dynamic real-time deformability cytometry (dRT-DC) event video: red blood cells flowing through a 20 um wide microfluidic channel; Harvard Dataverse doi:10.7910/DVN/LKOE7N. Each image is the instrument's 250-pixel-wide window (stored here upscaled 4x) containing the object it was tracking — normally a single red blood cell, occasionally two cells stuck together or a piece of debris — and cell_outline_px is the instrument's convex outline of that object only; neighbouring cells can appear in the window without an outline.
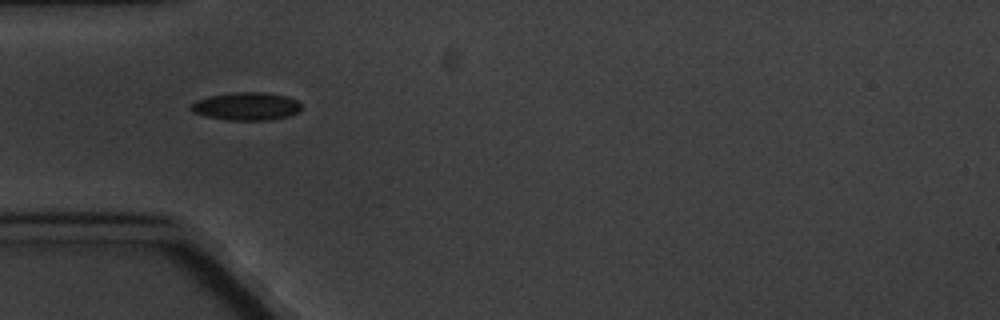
{"species": "common noctule bat (a hibernating species)", "species_latin": "Nyctalus noctula", "temperature_condition": "cold", "stored_images_in_passage": 2, "camera_frame_rate_fps": 3000, "um_per_image_px": 0.085, "animal": {"sex": "male", "body_mass_g": 20.1, "forearm_length_mm": 53.5}, "frame": {"image": 1, "passage_image": 1, "time_ms": 0.0, "image_size_px": [1000, 320], "cell_outline_px": [[300, 112], [288, 116], [272, 120], [228, 120], [208, 116], [192, 112], [188, 108], [196, 100], [208, 96], [232, 92], [268, 92], [288, 96], [296, 100], [300, 104]], "centroid_in_image_um": [20.95, 9.02], "position_along_channel_um": 64.0, "area_um2": 18.15}}